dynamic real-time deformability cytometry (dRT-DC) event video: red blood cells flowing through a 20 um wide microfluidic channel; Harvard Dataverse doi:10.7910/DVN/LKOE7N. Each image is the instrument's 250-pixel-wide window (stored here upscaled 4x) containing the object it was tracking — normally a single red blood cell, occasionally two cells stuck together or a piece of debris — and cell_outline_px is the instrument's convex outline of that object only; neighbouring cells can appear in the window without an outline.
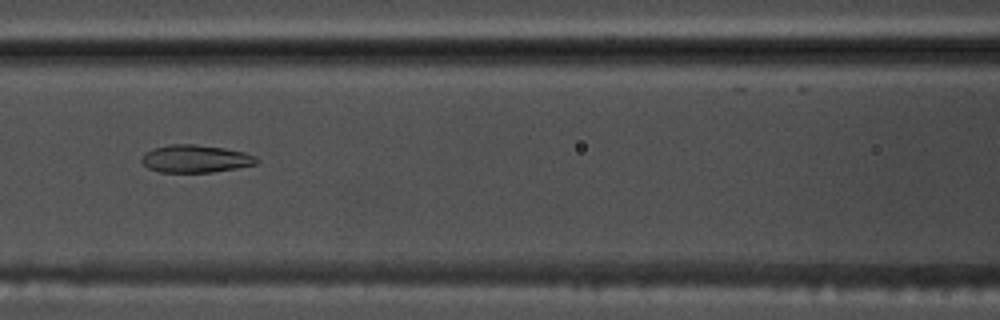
{"species": "common noctule bat (a hibernating species)", "species_latin": "Nyctalus noctula", "temperature_condition": "warm", "stored_images_in_passage": 49, "camera_frame_rate_fps": 3000, "um_per_image_px": 0.085, "animal": {"sex": "male", "body_mass_g": 17.5, "forearm_length_mm": 52.3}, "frame": {"image": 1, "passage_image": 19, "time_ms": 6.0, "image_size_px": [1000, 320], "cell_outline_px": [[260, 160], [256, 164], [236, 168], [212, 172], [160, 172], [148, 168], [140, 160], [152, 148], [168, 144], [196, 144], [224, 148], [244, 152], [256, 156]], "centroid_in_image_um": [16.64, 13.49], "position_along_channel_um": 150.0, "area_um2": 18.5}}
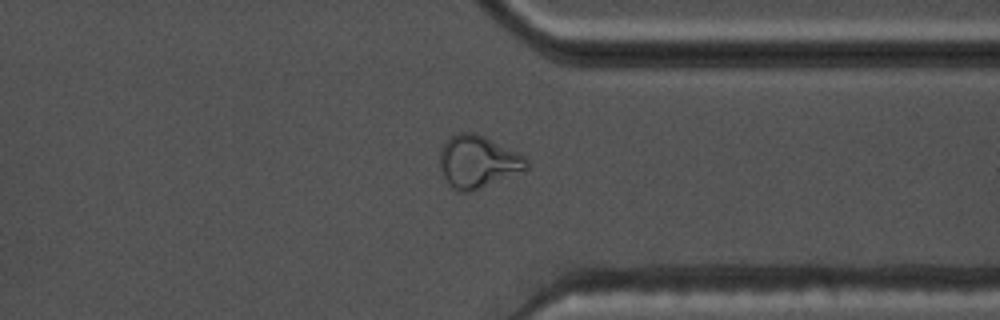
{"frame": {"image": 2, "passage_image": 37, "time_ms": 12.0, "image_size_px": [1000, 320], "cell_outline_px": [[528, 168], [524, 172], [480, 188], [468, 192], [460, 192], [452, 188], [444, 176], [440, 168], [440, 148], [452, 136], [460, 132], [472, 132], [484, 136], [524, 156], [528, 160]], "centroid_in_image_um": [40.63, 13.76], "position_along_channel_um": 370.8, "area_um2": 26.3}}
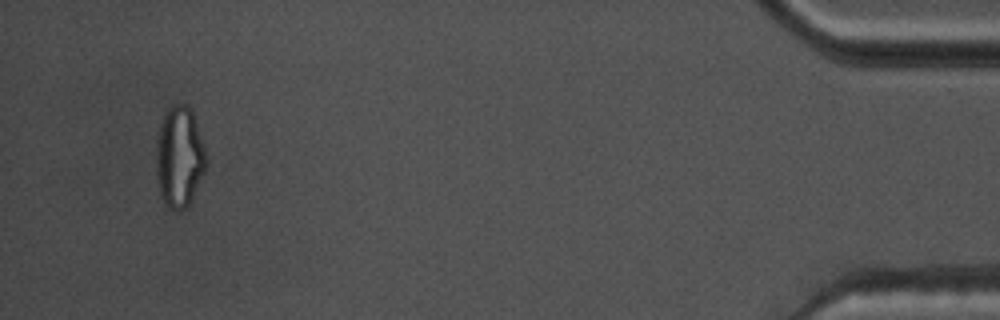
{"frame": {"image": 3, "passage_image": 47, "time_ms": 15.333, "image_size_px": [1000, 320], "cell_outline_px": [[208, 160], [204, 172], [188, 204], [184, 208], [168, 208], [164, 204], [160, 196], [156, 176], [156, 140], [160, 120], [164, 112], [172, 104], [184, 104], [192, 112], [204, 144]], "centroid_in_image_um": [15.22, 13.3], "position_along_channel_um": 420.0, "area_um2": 29.54}, "authors_computed_cell_mechanics": {"area_um2": 21.2704, "velocity_mm_per_s": 3.7088, "shape_relaxation_time_tau1_ms": null, "shape_relaxation_time_tau2_ms": 1.6563, "deformation_change_tau1": null, "deformation_change_tau2": 0.0881}}